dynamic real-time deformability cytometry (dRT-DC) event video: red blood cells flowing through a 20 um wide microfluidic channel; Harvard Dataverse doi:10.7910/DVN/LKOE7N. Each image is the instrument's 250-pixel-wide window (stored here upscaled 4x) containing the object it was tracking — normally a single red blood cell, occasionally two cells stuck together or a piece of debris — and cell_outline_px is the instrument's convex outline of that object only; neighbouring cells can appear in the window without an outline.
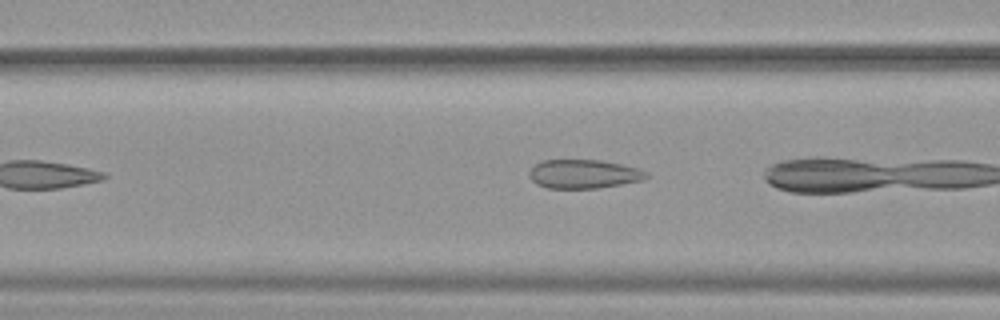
{"species": "common noctule bat (a hibernating species)", "species_latin": "Nyctalus noctula", "temperature_condition": "warm", "stored_images_in_passage": 6, "camera_frame_rate_fps": 3000, "um_per_image_px": 0.085, "animal": {"sex": "female", "body_mass_g": 19.9}, "frame": {"image": 1, "passage_image": 4, "time_ms": 1.0, "image_size_px": [1000, 320], "cell_outline_px": [[652, 176], [644, 180], [596, 188], [548, 188], [536, 184], [528, 176], [528, 172], [536, 164], [544, 160], [600, 160], [620, 164], [636, 168], [648, 172]], "centroid_in_image_um": [49.63, 14.79], "position_along_channel_um": 117.0, "area_um2": 19.65}}